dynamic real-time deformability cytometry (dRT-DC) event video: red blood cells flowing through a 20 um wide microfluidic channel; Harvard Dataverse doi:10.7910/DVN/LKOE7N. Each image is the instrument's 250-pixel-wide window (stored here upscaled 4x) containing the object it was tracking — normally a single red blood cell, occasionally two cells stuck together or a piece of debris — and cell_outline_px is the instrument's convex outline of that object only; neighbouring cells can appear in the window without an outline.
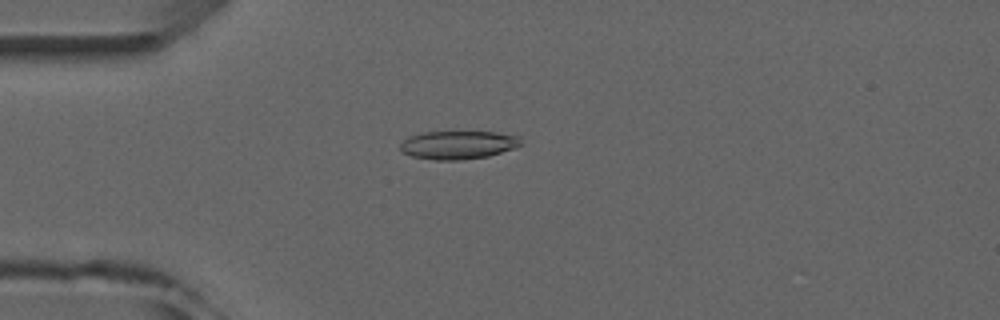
{"species": "common noctule bat (a hibernating species)", "species_latin": "Nyctalus noctula", "temperature_condition": "room temperature", "stored_images_in_passage": 5, "camera_frame_rate_fps": 3000, "um_per_image_px": 0.085, "animal": {"sex": "male", "forearm_length_mm": 52.5}, "frame": {"image": 1, "passage_image": 4, "time_ms": 4.0, "image_size_px": [1000, 320], "cell_outline_px": [[520, 144], [512, 148], [488, 156], [460, 160], [436, 160], [412, 156], [400, 152], [400, 144], [408, 136], [424, 132], [496, 132], [520, 136]], "centroid_in_image_um": [38.88, 12.31], "position_along_channel_um": 46.1, "area_um2": 19.77}}